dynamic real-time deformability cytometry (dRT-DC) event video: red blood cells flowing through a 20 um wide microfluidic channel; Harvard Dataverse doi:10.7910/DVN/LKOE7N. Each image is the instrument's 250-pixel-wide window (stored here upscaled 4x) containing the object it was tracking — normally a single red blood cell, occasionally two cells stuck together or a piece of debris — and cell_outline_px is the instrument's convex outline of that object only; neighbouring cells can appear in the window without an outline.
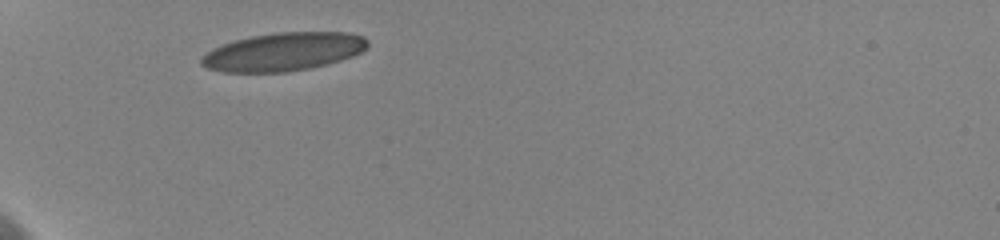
{"species": "human", "species_latin": "Homo sapiens", "temperature_condition": "cold", "stored_images_in_passage": 35, "camera_frame_rate_fps": 3000, "um_per_image_px": 0.085, "donor": {"sex": "female"}, "frame": {"image": 1, "passage_image": 1, "time_ms": 0.0, "image_size_px": [1000, 240], "cell_outline_px": [[368, 44], [360, 52], [352, 56], [328, 64], [312, 68], [288, 72], [224, 72], [208, 68], [200, 64], [200, 56], [212, 48], [236, 40], [252, 36], [276, 32], [348, 32], [364, 36], [368, 40]], "centroid_in_image_um": [24.08, 4.4], "position_along_channel_um": 60.9, "area_um2": 37.17}}
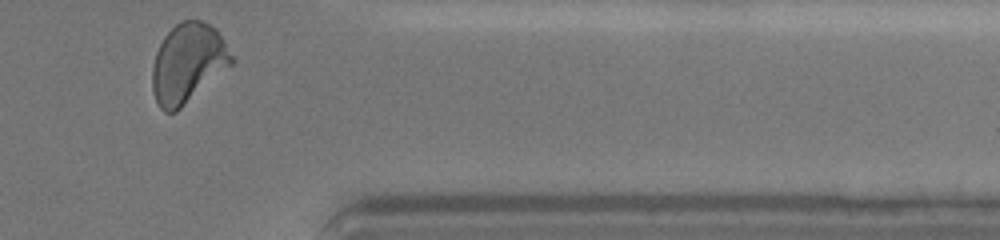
{"frame": {"image": 2, "passage_image": 35, "time_ms": 10.0, "image_size_px": [1000, 240], "cell_outline_px": [[232, 64], [176, 112], [164, 112], [160, 108], [152, 92], [152, 64], [156, 52], [164, 36], [180, 20], [204, 20], [216, 28], [232, 56]], "centroid_in_image_um": [15.94, 5.36], "position_along_channel_um": 395.5, "area_um2": 36.41}, "authors_computed_cell_mechanics": {"area_um2": 36.125, "velocity_mm_per_s": 3.5812, "shape_relaxation_time_tau1_ms": 5.1511, "shape_relaxation_time_tau2_ms": 0.8449, "deformation_change_tau1": 0.1614, "deformation_change_tau2": 0.0579}}